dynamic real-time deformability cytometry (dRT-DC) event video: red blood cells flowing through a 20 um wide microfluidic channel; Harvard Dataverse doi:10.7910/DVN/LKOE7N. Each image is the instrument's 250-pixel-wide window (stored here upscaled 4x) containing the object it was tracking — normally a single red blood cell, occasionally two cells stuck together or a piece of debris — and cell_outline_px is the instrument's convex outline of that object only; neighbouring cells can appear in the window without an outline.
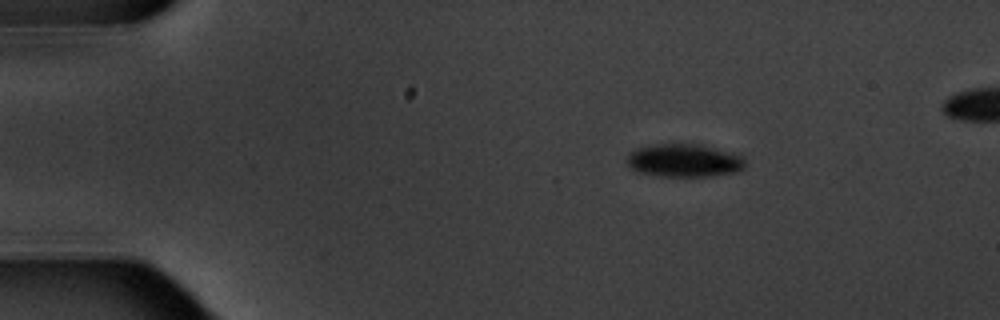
{"species": "common noctule bat (a hibernating species)", "species_latin": "Nyctalus noctula", "temperature_condition": "warm", "stored_images_in_passage": 5, "camera_frame_rate_fps": 3000, "um_per_image_px": 0.085, "animal": {"sex": "male", "body_mass_g": 20.1, "forearm_length_mm": 53.5}, "frame": {"image": 1, "passage_image": 1, "time_ms": 0.0, "image_size_px": [1000, 320], "cell_outline_px": [[744, 168], [740, 172], [712, 176], [660, 176], [640, 172], [632, 168], [628, 164], [628, 156], [636, 148], [652, 144], [700, 144], [744, 156]], "centroid_in_image_um": [58.2, 13.64], "position_along_channel_um": 26.8, "area_um2": 22.72}}